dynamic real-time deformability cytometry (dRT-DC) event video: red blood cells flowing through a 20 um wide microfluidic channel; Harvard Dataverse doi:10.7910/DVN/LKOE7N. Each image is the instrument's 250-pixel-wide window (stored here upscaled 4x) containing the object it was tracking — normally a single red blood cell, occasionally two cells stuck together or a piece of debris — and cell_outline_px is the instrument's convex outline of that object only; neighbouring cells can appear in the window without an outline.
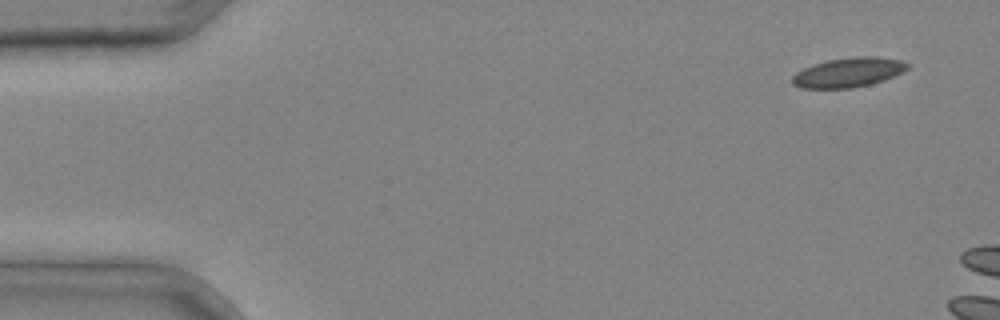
{"species": "common noctule bat (a hibernating species)", "species_latin": "Nyctalus noctula", "temperature_condition": "cold", "stored_images_in_passage": 4, "segment_of_instrument_passage": [2, 2], "camera_frame_rate_fps": 3000, "um_per_image_px": 0.085, "animal": {"sex": "male", "body_mass_g": 20.4}, "frame": {"image": 1, "passage_image": 4, "time_ms": 1.0, "image_size_px": [1000, 320], "cell_outline_px": [[912, 64], [908, 68], [884, 80], [852, 88], [800, 88], [792, 84], [792, 76], [796, 72], [812, 64], [828, 60], [856, 56], [876, 56], [900, 60]], "centroid_in_image_um": [72.09, 6.15], "position_along_channel_um": 12.9, "area_um2": 19.77}}